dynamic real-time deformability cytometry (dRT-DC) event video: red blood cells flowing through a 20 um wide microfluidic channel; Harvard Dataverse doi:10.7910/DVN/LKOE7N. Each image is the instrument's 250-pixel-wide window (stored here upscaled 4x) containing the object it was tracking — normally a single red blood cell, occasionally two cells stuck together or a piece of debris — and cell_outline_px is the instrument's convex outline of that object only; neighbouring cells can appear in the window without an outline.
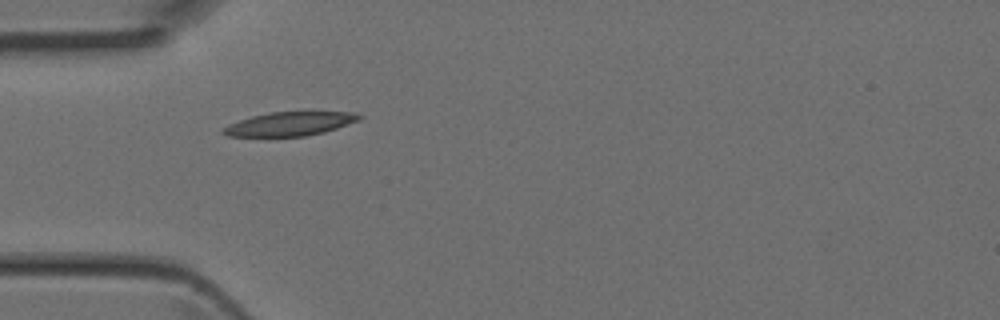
{"species": "Egyptian fruit bat (a non-hibernating species)", "species_latin": "Rousettus aegyptiacus", "temperature_condition": "room temperature", "stored_images_in_passage": 5, "camera_frame_rate_fps": 3000, "um_per_image_px": 0.085, "animal": {"sex": "female"}, "frame": {"image": 1, "passage_image": 3, "time_ms": 0.667, "image_size_px": [1000, 320], "cell_outline_px": [[364, 116], [360, 120], [324, 132], [304, 136], [228, 136], [220, 132], [228, 124], [252, 116], [272, 112], [356, 112]], "centroid_in_image_um": [24.66, 10.52], "position_along_channel_um": 60.3, "area_um2": 18.73}}
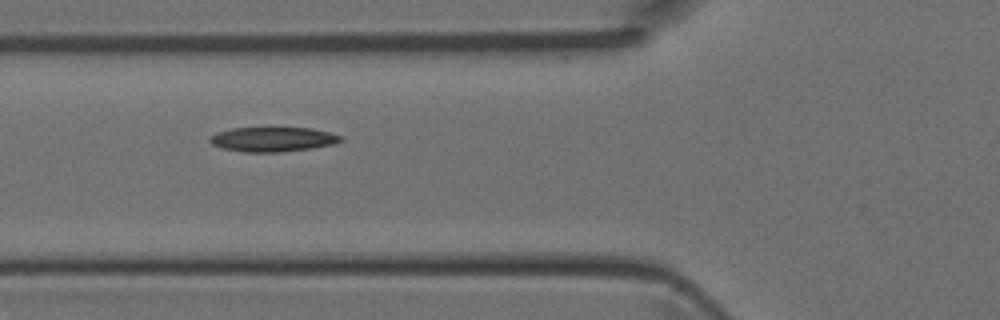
{"frame": {"image": 2, "passage_image": 4, "time_ms": 1.0, "image_size_px": [1000, 320], "cell_outline_px": [[344, 140], [332, 144], [312, 148], [280, 152], [244, 152], [224, 148], [212, 144], [208, 140], [208, 136], [216, 132], [232, 128], [312, 128], [344, 136]], "centroid_in_image_um": [23.18, 11.84], "position_along_channel_um": 102.6, "area_um2": 18.79}}
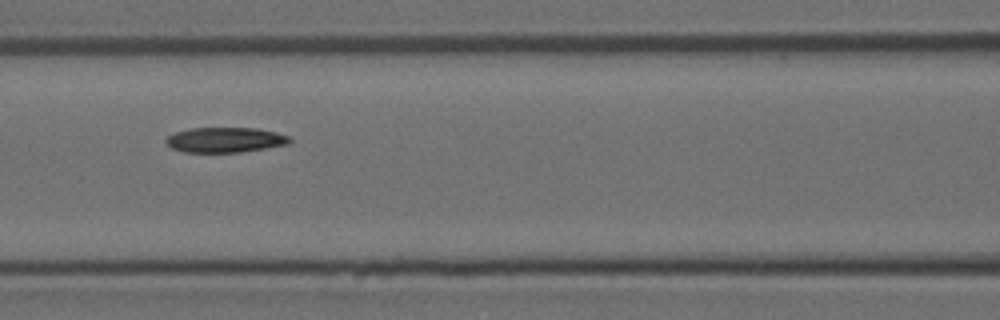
{"frame": {"image": 3, "passage_image": 5, "time_ms": 1.333, "image_size_px": [1000, 320], "cell_outline_px": [[292, 140], [288, 144], [240, 152], [184, 152], [172, 148], [164, 140], [168, 136], [176, 132], [192, 128], [256, 128], [276, 132], [288, 136]], "centroid_in_image_um": [19.13, 11.89], "position_along_channel_um": 147.5, "area_um2": 17.92}}